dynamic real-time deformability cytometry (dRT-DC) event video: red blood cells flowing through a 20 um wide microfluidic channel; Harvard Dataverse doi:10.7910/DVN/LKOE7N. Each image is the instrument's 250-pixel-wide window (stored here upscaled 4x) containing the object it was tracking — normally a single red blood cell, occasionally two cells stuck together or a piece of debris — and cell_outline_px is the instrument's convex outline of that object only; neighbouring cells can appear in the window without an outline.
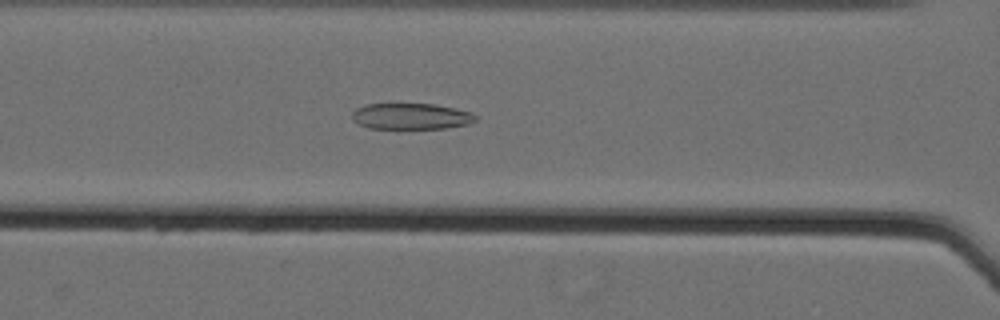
{"species": "Egyptian fruit bat (a non-hibernating species)", "species_latin": "Rousettus aegyptiacus", "temperature_condition": "cold", "stored_images_in_passage": 62, "camera_frame_rate_fps": 3000, "um_per_image_px": 0.085, "animal": {"sex": "female"}, "frame": {"image": 1, "passage_image": 31, "time_ms": 10.0, "image_size_px": [1000, 320], "cell_outline_px": [[476, 120], [468, 124], [444, 128], [368, 128], [352, 120], [352, 112], [356, 108], [364, 104], [436, 104], [472, 112], [476, 116]], "centroid_in_image_um": [34.92, 9.88], "position_along_channel_um": 131.7, "area_um2": 18.73}}
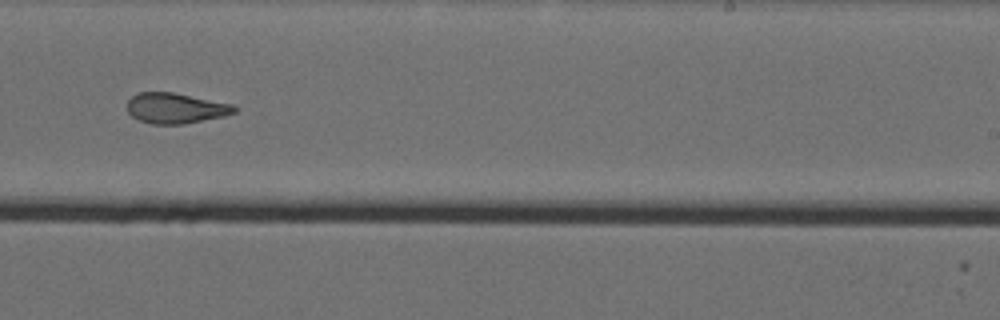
{"frame": {"image": 2, "passage_image": 43, "time_ms": 14.0, "image_size_px": [1000, 320], "cell_outline_px": [[236, 112], [224, 116], [184, 124], [152, 124], [140, 120], [132, 116], [128, 112], [128, 100], [136, 92], [172, 92], [232, 104], [236, 108]], "centroid_in_image_um": [14.91, 9.19], "position_along_channel_um": 274.1, "area_um2": 18.9}}
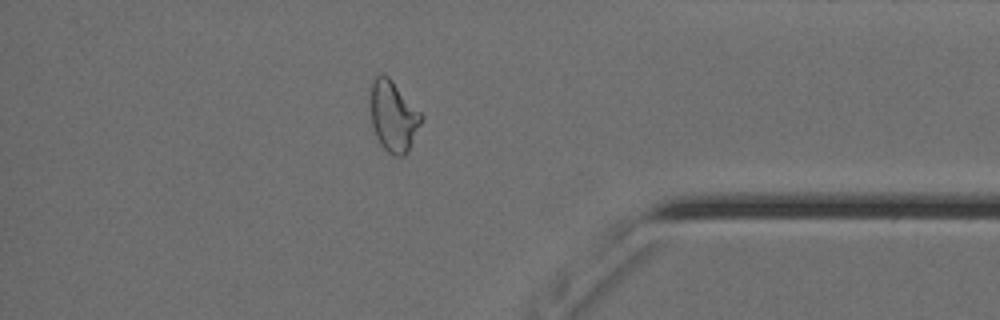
{"frame": {"image": 3, "passage_image": 55, "time_ms": 18.0, "image_size_px": [1000, 320], "cell_outline_px": [[424, 116], [408, 152], [404, 156], [392, 156], [380, 144], [376, 136], [372, 124], [372, 80], [376, 76], [388, 76], [392, 80]], "centroid_in_image_um": [33.46, 9.93], "position_along_channel_um": 401.7, "area_um2": 20.52}, "authors_computed_cell_mechanics": {"area_um2": 23.5246, "velocity_mm_per_s": 3.57, "shape_relaxation_time_tau1_ms": null, "shape_relaxation_time_tau2_ms": 2.472, "deformation_change_tau1": null, "deformation_change_tau2": 0.1023}}